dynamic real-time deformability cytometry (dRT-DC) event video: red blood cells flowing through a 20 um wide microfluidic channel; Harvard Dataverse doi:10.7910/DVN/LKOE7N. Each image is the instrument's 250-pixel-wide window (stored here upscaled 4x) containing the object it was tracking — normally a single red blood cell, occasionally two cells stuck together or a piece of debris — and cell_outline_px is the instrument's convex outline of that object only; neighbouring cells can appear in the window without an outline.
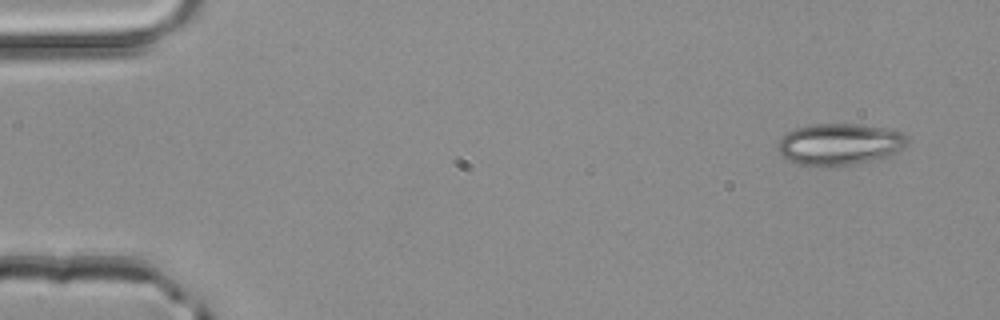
{"species": "common noctule bat (a hibernating species)", "species_latin": "Nyctalus noctula", "temperature_condition": "room temperature", "stored_images_in_passage": 4, "camera_frame_rate_fps": 3000, "um_per_image_px": 0.085, "animal": {"sex": "male", "body_mass_g": 20.4}, "frame": {"image": 1, "passage_image": 1, "time_ms": 0.0, "image_size_px": [1000, 320], "cell_outline_px": [[908, 144], [892, 156], [880, 160], [852, 164], [800, 164], [788, 160], [776, 148], [780, 140], [788, 132], [796, 128], [812, 124], [860, 124], [884, 128], [900, 132], [908, 136]], "centroid_in_image_um": [71.44, 12.24], "position_along_channel_um": 13.6, "area_um2": 31.1}}